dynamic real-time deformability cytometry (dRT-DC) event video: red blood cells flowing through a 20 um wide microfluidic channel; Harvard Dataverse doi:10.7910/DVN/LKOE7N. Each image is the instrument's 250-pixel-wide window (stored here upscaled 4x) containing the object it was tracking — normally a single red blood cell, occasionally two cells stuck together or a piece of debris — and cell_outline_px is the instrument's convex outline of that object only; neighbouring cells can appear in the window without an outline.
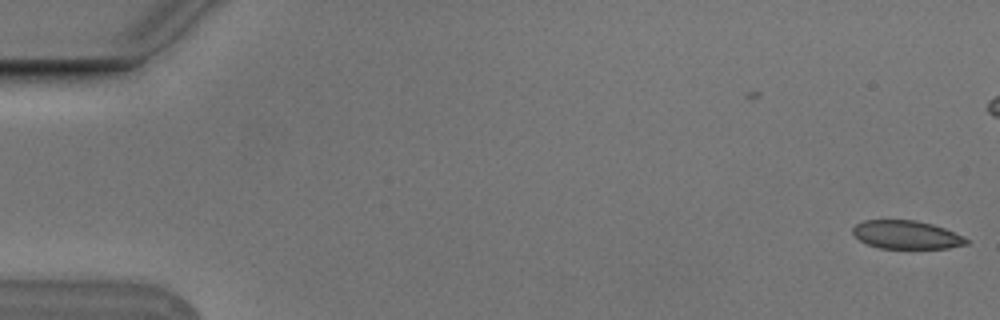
{"species": "Egyptian fruit bat (a non-hibernating species)", "species_latin": "Rousettus aegyptiacus", "temperature_condition": "cold", "stored_images_in_passage": 2, "camera_frame_rate_fps": 3000, "um_per_image_px": 0.085, "animal": {"sex": "male"}, "frame": {"image": 1, "passage_image": 2, "time_ms": 0.333, "image_size_px": [1000, 320], "cell_outline_px": [[968, 244], [948, 248], [880, 248], [868, 244], [860, 240], [852, 232], [852, 228], [856, 224], [864, 220], [916, 220], [932, 224], [944, 228], [968, 240]], "centroid_in_image_um": [77.01, 19.95], "position_along_channel_um": 8.0, "area_um2": 18.5}}